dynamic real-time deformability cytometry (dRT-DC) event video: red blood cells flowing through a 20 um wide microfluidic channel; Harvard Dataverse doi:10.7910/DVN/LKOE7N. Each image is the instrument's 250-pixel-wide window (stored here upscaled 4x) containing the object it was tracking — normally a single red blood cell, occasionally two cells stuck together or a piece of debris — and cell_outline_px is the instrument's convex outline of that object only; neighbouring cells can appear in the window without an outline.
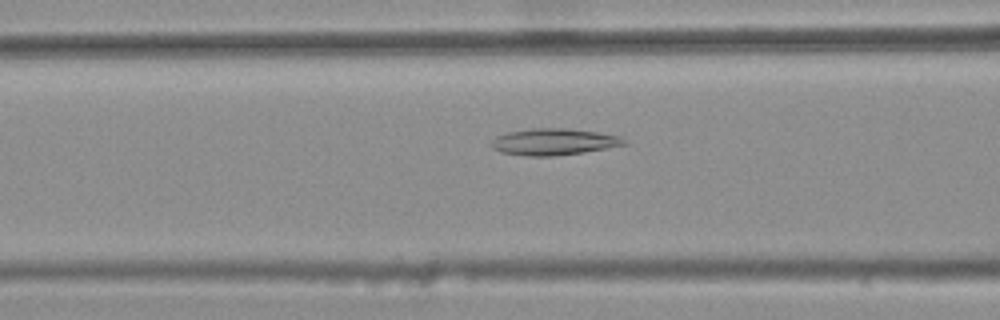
{"species": "common noctule bat (a hibernating species)", "species_latin": "Nyctalus noctula", "temperature_condition": "warm", "stored_images_in_passage": 35, "camera_frame_rate_fps": 3000, "um_per_image_px": 0.085, "animal": {"sex": "female", "body_mass_g": 25.1}, "frame": {"image": 1, "passage_image": 6, "time_ms": 1.667, "image_size_px": [1000, 320], "cell_outline_px": [[628, 144], [584, 152], [556, 156], [524, 156], [500, 152], [492, 148], [488, 144], [496, 136], [508, 132], [532, 128], [564, 128], [596, 132], [620, 136]], "centroid_in_image_um": [47.01, 12.06], "position_along_channel_um": 119.6, "area_um2": 20.63}}
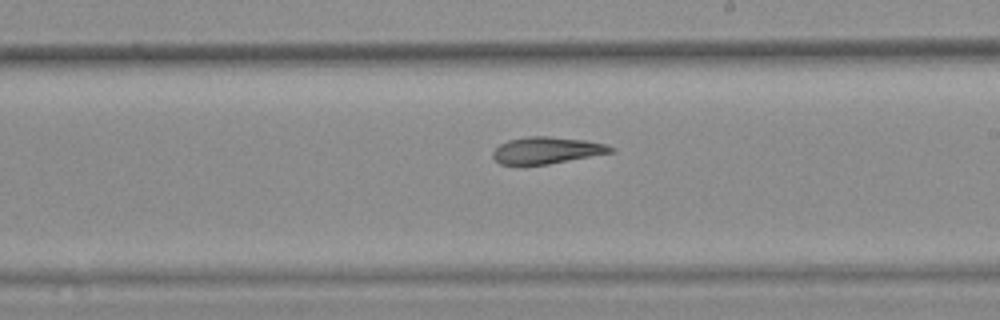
{"frame": {"image": 2, "passage_image": 16, "time_ms": 5.0, "image_size_px": [1000, 320], "cell_outline_px": [[616, 152], [548, 164], [500, 164], [492, 156], [492, 152], [500, 144], [508, 140], [528, 136], [548, 136], [584, 140], [604, 144], [616, 148]], "centroid_in_image_um": [46.5, 12.77], "position_along_channel_um": 242.5, "area_um2": 18.32}}
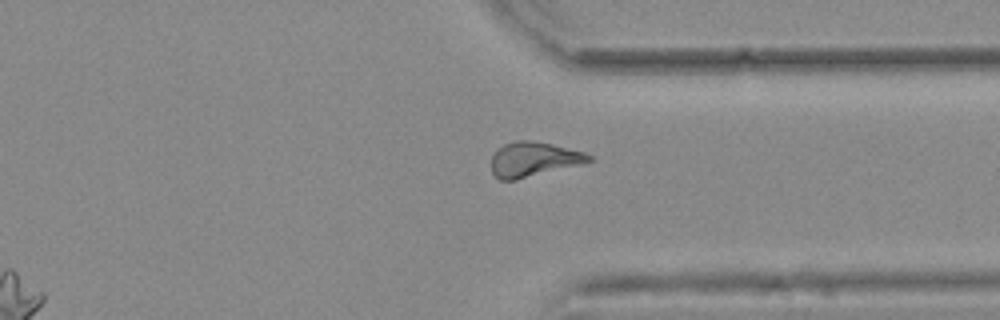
{"frame": {"image": 3, "passage_image": 26, "time_ms": 8.333, "image_size_px": [1000, 320], "cell_outline_px": [[592, 160], [580, 164], [516, 180], [500, 180], [492, 172], [492, 156], [496, 148], [504, 144], [516, 140], [528, 140], [552, 144], [584, 152], [592, 156]], "centroid_in_image_um": [45.32, 13.53], "position_along_channel_um": 366.1, "area_um2": 19.54}, "authors_computed_cell_mechanics": {"area_um2": 19.1896, "velocity_mm_per_s": 3.7036, "shape_relaxation_time_tau1_ms": null, "shape_relaxation_time_tau2_ms": 7.9469, "deformation_change_tau1": null, "deformation_change_tau2": 0.1999}}